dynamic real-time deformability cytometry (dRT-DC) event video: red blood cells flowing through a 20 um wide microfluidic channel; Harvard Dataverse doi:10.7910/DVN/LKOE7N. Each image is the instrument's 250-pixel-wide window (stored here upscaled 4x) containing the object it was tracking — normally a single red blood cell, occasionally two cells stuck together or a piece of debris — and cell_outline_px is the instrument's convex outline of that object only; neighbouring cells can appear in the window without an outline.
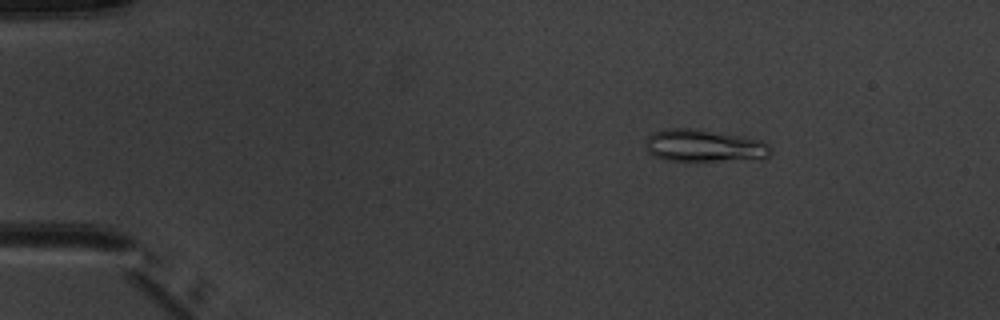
{"species": "common noctule bat (a hibernating species)", "species_latin": "Nyctalus noctula", "temperature_condition": "warm", "stored_images_in_passage": 4, "camera_frame_rate_fps": 3000, "um_per_image_px": 0.085, "animal": {"sex": "male", "body_mass_g": 20.1, "forearm_length_mm": 53.5}, "frame": {"image": 1, "passage_image": 2, "time_ms": 1.333, "image_size_px": [1000, 320], "cell_outline_px": [[772, 152], [764, 160], [664, 160], [652, 156], [644, 148], [648, 136], [652, 132], [668, 128], [692, 128], [744, 136], [760, 140], [768, 144], [772, 148]], "centroid_in_image_um": [59.87, 12.39], "position_along_channel_um": 25.1, "area_um2": 23.93}}